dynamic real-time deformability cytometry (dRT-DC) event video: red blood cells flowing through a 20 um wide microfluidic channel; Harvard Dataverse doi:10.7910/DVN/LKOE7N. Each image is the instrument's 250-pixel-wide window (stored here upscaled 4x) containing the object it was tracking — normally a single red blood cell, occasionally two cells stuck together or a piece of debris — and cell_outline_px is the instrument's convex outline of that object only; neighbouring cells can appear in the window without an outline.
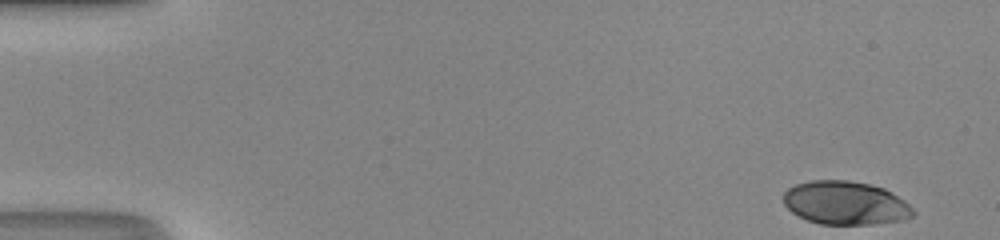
{"species": "human", "species_latin": "Homo sapiens", "temperature_condition": "room temperature", "stored_images_in_passage": 47, "camera_frame_rate_fps": 3000, "um_per_image_px": 0.085, "donor": {"sex": "male"}, "frame": {"image": 1, "passage_image": 1, "time_ms": 0.0, "image_size_px": [1000, 240], "cell_outline_px": [[916, 212], [912, 216], [904, 220], [872, 224], [820, 224], [808, 220], [792, 212], [784, 204], [784, 192], [788, 188], [796, 184], [812, 180], [848, 180], [868, 184], [884, 188], [904, 200]], "centroid_in_image_um": [71.87, 17.25], "position_along_channel_um": 13.1, "area_um2": 32.71}}
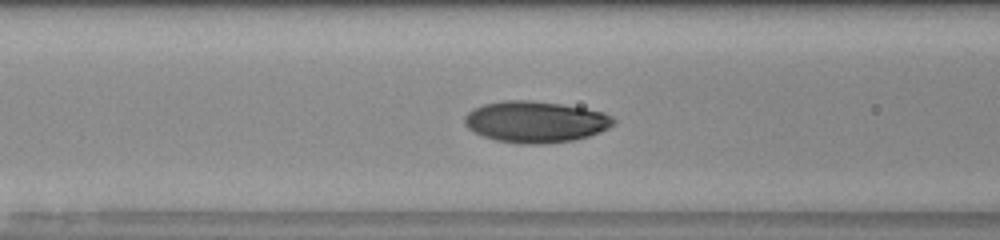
{"frame": {"image": 2, "passage_image": 19, "time_ms": 6.0, "image_size_px": [1000, 240], "cell_outline_px": [[616, 124], [600, 132], [588, 136], [572, 140], [544, 144], [520, 144], [496, 140], [484, 136], [468, 128], [464, 124], [464, 116], [468, 112], [484, 104], [504, 100], [532, 100], [560, 104], [584, 108], [604, 112], [612, 116], [616, 120]], "centroid_in_image_um": [45.54, 10.35], "position_along_channel_um": 121.1, "area_um2": 35.89}}
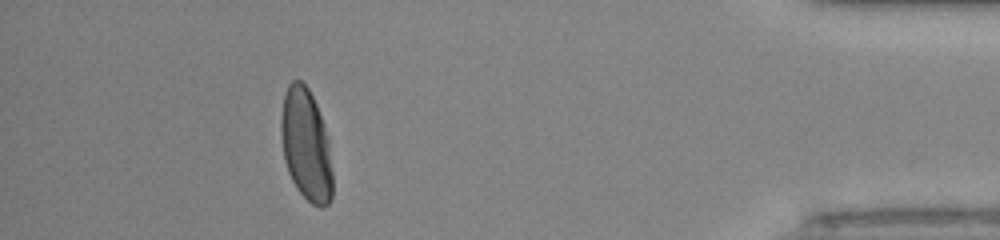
{"frame": {"image": 3, "passage_image": 43, "time_ms": 14.0, "image_size_px": [1000, 240], "cell_outline_px": [[332, 200], [324, 208], [320, 208], [312, 204], [296, 188], [288, 172], [284, 160], [280, 132], [280, 116], [284, 92], [288, 84], [292, 80], [300, 80], [308, 88], [316, 104], [324, 124], [328, 140], [332, 172]], "centroid_in_image_um": [26.0, 12.32], "position_along_channel_um": 409.2, "area_um2": 33.93}, "authors_computed_cell_mechanics": {"area_um2": 34.0442, "velocity_mm_per_s": 4.2548, "shape_relaxation_time_tau1_ms": 3.0221, "shape_relaxation_time_tau2_ms": null, "deformation_change_tau1": 0.1765, "deformation_change_tau2": null}}